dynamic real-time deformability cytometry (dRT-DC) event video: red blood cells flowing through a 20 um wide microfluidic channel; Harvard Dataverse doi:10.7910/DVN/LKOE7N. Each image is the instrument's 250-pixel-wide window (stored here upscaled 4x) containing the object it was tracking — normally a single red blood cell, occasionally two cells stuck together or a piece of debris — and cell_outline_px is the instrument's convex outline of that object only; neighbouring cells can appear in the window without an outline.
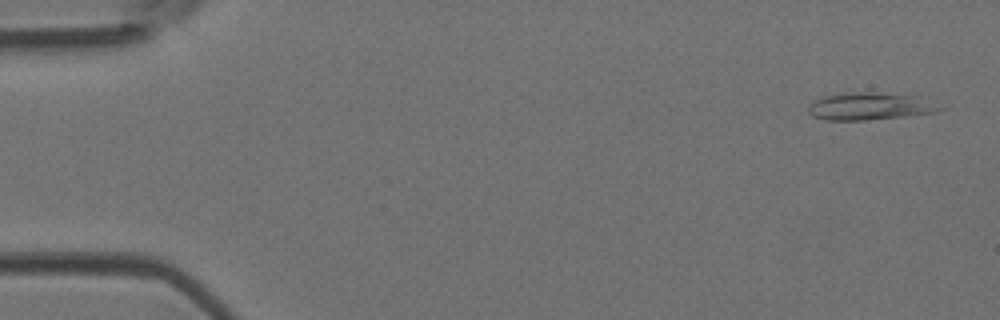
{"species": "Egyptian fruit bat (a non-hibernating species)", "species_latin": "Rousettus aegyptiacus", "temperature_condition": "room temperature", "stored_images_in_passage": 5, "camera_frame_rate_fps": 3000, "um_per_image_px": 0.085, "animal": {"sex": "female"}, "frame": {"image": 1, "passage_image": 1, "time_ms": 0.0, "image_size_px": [1000, 320], "cell_outline_px": [[948, 108], [936, 112], [904, 116], [864, 120], [824, 120], [812, 116], [808, 112], [808, 104], [824, 96], [844, 92], [916, 92]], "centroid_in_image_um": [74.1, 8.99], "position_along_channel_um": 10.9, "area_um2": 22.08}}
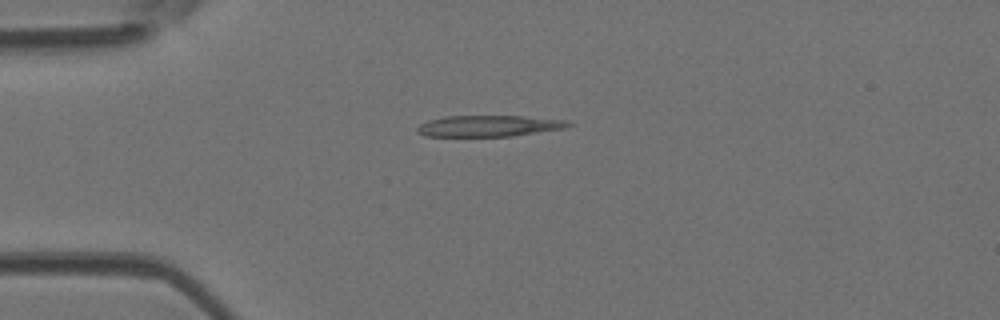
{"frame": {"image": 2, "passage_image": 4, "time_ms": 1.0, "image_size_px": [1000, 320], "cell_outline_px": [[572, 124], [568, 128], [512, 136], [424, 136], [416, 132], [416, 128], [420, 124], [428, 120], [444, 116], [524, 116], [568, 120]], "centroid_in_image_um": [41.57, 10.7], "position_along_channel_um": 43.4, "area_um2": 18.84}}